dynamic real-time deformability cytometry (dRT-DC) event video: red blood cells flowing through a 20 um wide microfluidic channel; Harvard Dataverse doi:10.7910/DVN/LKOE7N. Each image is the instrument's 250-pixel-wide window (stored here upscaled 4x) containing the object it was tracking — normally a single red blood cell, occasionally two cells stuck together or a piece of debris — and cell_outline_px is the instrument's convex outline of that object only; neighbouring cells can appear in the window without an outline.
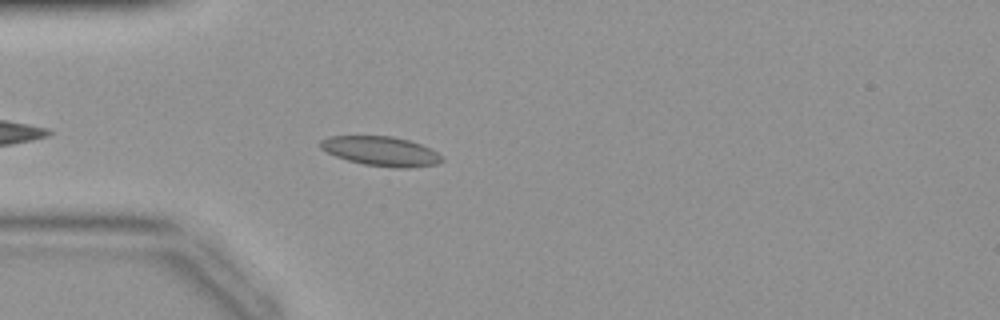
{"species": "common noctule bat (a hibernating species)", "species_latin": "Nyctalus noctula", "temperature_condition": "warm", "stored_images_in_passage": 8, "camera_frame_rate_fps": 3000, "um_per_image_px": 0.085, "animal": {"sex": "female", "body_mass_g": 19.9}, "frame": {"image": 1, "passage_image": 5, "time_ms": 1.333, "image_size_px": [1000, 320], "cell_outline_px": [[444, 160], [436, 164], [412, 168], [392, 168], [364, 164], [348, 160], [336, 156], [320, 148], [320, 140], [328, 136], [392, 136], [408, 140], [432, 148], [444, 156]], "centroid_in_image_um": [32.43, 12.85], "position_along_channel_um": 52.6, "area_um2": 21.04}}